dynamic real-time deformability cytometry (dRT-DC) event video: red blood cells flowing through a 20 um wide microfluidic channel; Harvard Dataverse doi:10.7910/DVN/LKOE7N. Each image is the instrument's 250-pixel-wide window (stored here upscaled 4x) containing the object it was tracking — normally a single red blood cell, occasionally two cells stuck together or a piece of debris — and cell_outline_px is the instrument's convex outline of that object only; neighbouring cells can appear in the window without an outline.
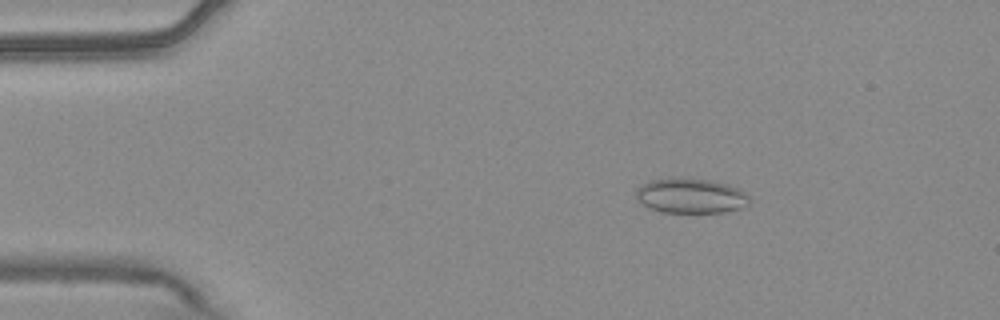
{"species": "common noctule bat (a hibernating species)", "species_latin": "Nyctalus noctula", "temperature_condition": "warm", "stored_images_in_passage": 54, "camera_frame_rate_fps": 3000, "um_per_image_px": 0.085, "animal": {"sex": "male", "body_mass_g": 20.4}, "frame": {"image": 1, "passage_image": 9, "time_ms": 2.667, "image_size_px": [1000, 320], "cell_outline_px": [[752, 200], [748, 204], [740, 208], [724, 212], [660, 212], [636, 200], [636, 188], [648, 180], [708, 180], [740, 188], [752, 196]], "centroid_in_image_um": [58.76, 16.67], "position_along_channel_um": 26.2, "area_um2": 22.6}}
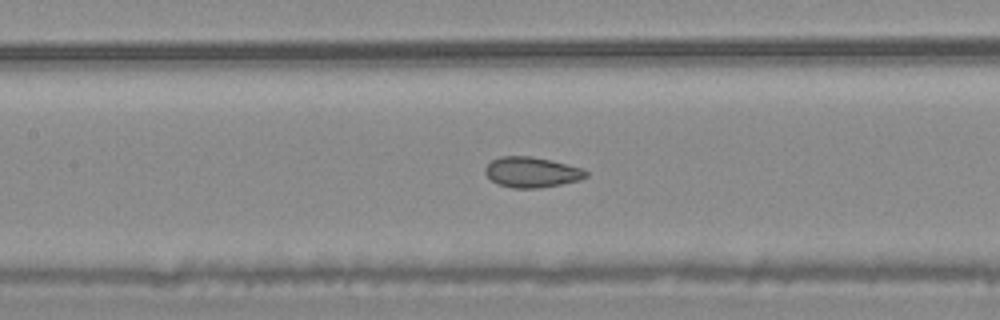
{"frame": {"image": 2, "passage_image": 25, "time_ms": 8.0, "image_size_px": [1000, 320], "cell_outline_px": [[588, 176], [580, 180], [540, 188], [512, 188], [500, 184], [492, 180], [484, 172], [484, 168], [492, 160], [500, 156], [532, 156], [552, 160], [584, 168], [588, 172]], "centroid_in_image_um": [45.23, 14.62], "position_along_channel_um": 162.2, "area_um2": 17.98}}
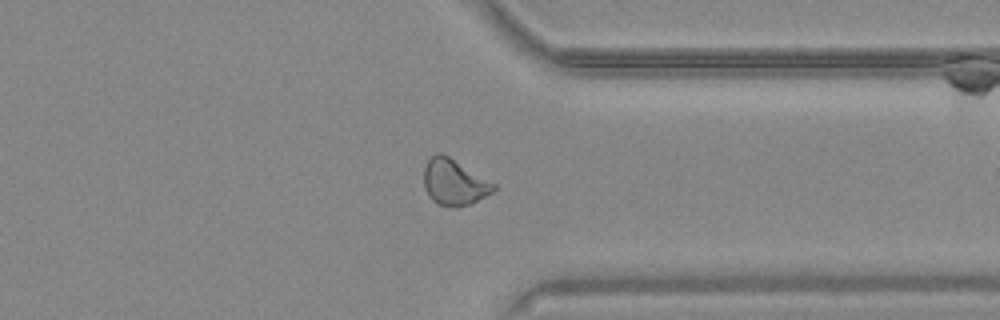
{"frame": {"image": 3, "passage_image": 42, "time_ms": 13.667, "image_size_px": [1000, 320], "cell_outline_px": [[496, 188], [492, 192], [460, 208], [456, 208], [436, 204], [428, 196], [424, 188], [424, 168], [428, 160], [436, 152], [440, 152], [448, 156], [496, 184]], "centroid_in_image_um": [38.57, 15.5], "position_along_channel_um": 372.8, "area_um2": 18.61}, "authors_computed_cell_mechanics": {"area_um2": 19.1029, "velocity_mm_per_s": 3.7558, "shape_relaxation_time_tau1_ms": null, "shape_relaxation_time_tau2_ms": 1.9078, "deformation_change_tau1": null, "deformation_change_tau2": 0.0728}}